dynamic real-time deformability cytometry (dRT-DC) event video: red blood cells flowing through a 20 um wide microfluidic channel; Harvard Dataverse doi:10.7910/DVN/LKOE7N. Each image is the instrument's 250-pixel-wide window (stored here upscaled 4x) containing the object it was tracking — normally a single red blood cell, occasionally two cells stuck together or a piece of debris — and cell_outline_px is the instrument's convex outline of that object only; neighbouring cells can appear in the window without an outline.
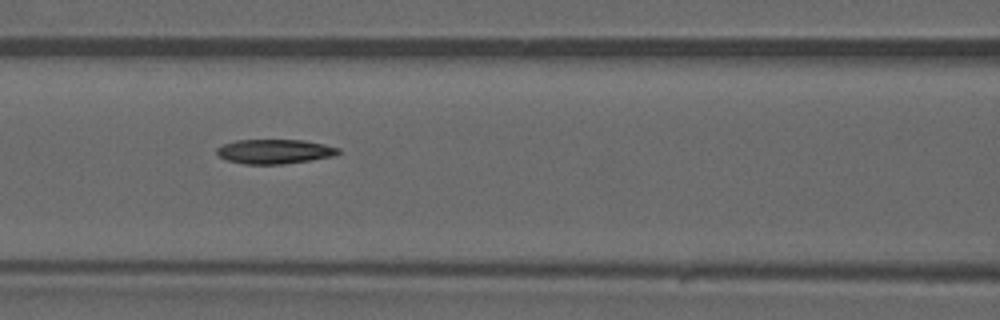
{"species": "common noctule bat (a hibernating species)", "species_latin": "Nyctalus noctula", "temperature_condition": "warm", "stored_images_in_passage": 45, "camera_frame_rate_fps": 3000, "um_per_image_px": 0.085, "animal": {"sex": "male", "forearm_length_mm": 52.5}, "frame": {"image": 1, "passage_image": 20, "time_ms": 6.333, "image_size_px": [1000, 320], "cell_outline_px": [[340, 152], [336, 156], [312, 160], [284, 164], [244, 164], [228, 160], [220, 156], [216, 152], [216, 148], [224, 144], [236, 140], [304, 140], [324, 144], [340, 148]], "centroid_in_image_um": [23.38, 12.88], "position_along_channel_um": 143.2, "area_um2": 17.4}}